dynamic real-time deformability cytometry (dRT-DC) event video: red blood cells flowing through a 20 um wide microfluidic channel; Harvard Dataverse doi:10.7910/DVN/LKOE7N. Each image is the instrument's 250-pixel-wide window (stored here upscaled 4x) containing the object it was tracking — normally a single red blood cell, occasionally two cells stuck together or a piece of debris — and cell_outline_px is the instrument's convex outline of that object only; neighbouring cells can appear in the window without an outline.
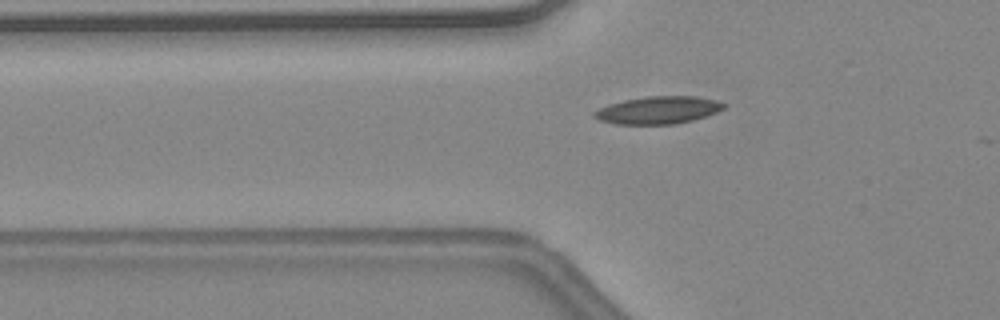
{"species": "common noctule bat (a hibernating species)", "species_latin": "Nyctalus noctula", "temperature_condition": "warm", "stored_images_in_passage": 13, "camera_frame_rate_fps": 3000, "um_per_image_px": 0.085, "animal": {"sex": "female", "body_mass_g": 24.6, "forearm_length_mm": 56.2}, "frame": {"image": 1, "passage_image": 10, "time_ms": 3.0, "image_size_px": [1000, 320], "cell_outline_px": [[728, 104], [724, 108], [716, 112], [692, 120], [676, 124], [616, 124], [600, 120], [592, 116], [592, 112], [608, 104], [624, 100], [648, 96], [696, 96], [716, 100]], "centroid_in_image_um": [55.94, 9.35], "position_along_channel_um": 69.9, "area_um2": 20.75}}